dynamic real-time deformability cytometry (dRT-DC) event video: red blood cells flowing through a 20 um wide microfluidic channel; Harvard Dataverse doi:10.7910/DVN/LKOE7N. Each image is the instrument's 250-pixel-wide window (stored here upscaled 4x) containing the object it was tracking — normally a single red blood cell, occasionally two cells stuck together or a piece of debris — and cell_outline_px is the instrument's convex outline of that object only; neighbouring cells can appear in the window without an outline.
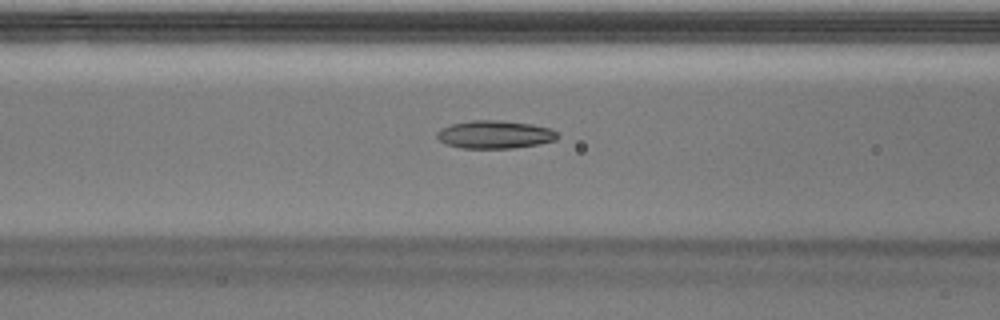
{"species": "Egyptian fruit bat (a non-hibernating species)", "species_latin": "Rousettus aegyptiacus", "temperature_condition": "warm", "stored_images_in_passage": 32, "camera_frame_rate_fps": 3000, "um_per_image_px": 0.085, "animal": {"sex": "male"}, "frame": {"image": 1, "passage_image": 8, "time_ms": 2.333, "image_size_px": [1000, 320], "cell_outline_px": [[560, 136], [556, 140], [540, 144], [512, 148], [460, 148], [444, 144], [436, 136], [436, 132], [440, 128], [452, 124], [472, 120], [496, 120], [532, 124], [552, 128]], "centroid_in_image_um": [42.06, 11.44], "position_along_channel_um": 124.5, "area_um2": 19.83}}
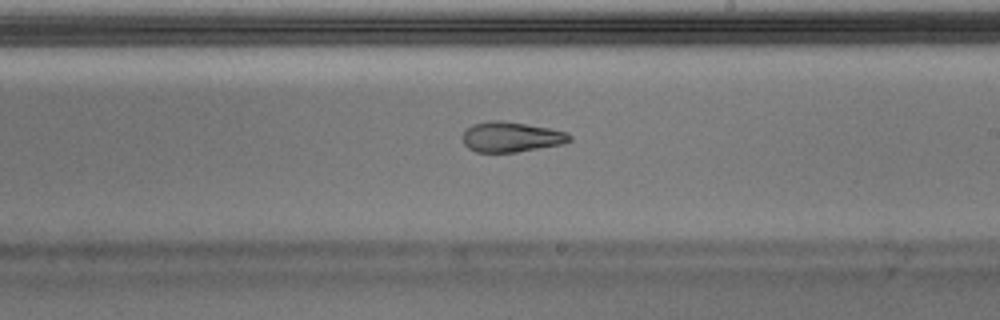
{"frame": {"image": 2, "passage_image": 17, "time_ms": 5.333, "image_size_px": [1000, 320], "cell_outline_px": [[572, 140], [564, 144], [516, 152], [476, 152], [468, 148], [464, 144], [460, 136], [472, 124], [492, 120], [500, 120], [548, 128], [568, 132], [572, 136]], "centroid_in_image_um": [43.44, 11.65], "position_along_channel_um": 245.6, "area_um2": 18.9}}
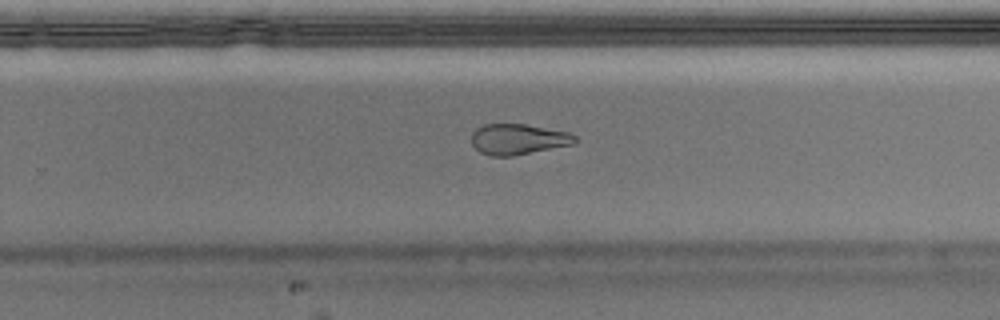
{"frame": {"image": 3, "passage_image": 20, "time_ms": 6.333, "image_size_px": [1000, 320], "cell_outline_px": [[576, 144], [512, 156], [492, 156], [480, 152], [472, 144], [472, 132], [476, 128], [484, 124], [524, 124], [568, 132], [576, 136]], "centroid_in_image_um": [44.05, 11.84], "position_along_channel_um": 285.8, "area_um2": 18.5}, "authors_computed_cell_mechanics": {"area_um2": 19.363, "velocity_mm_per_s": 4.0424, "shape_relaxation_time_tau1_ms": null, "shape_relaxation_time_tau2_ms": 2.7517, "deformation_change_tau1": null, "deformation_change_tau2": 0.1159}}